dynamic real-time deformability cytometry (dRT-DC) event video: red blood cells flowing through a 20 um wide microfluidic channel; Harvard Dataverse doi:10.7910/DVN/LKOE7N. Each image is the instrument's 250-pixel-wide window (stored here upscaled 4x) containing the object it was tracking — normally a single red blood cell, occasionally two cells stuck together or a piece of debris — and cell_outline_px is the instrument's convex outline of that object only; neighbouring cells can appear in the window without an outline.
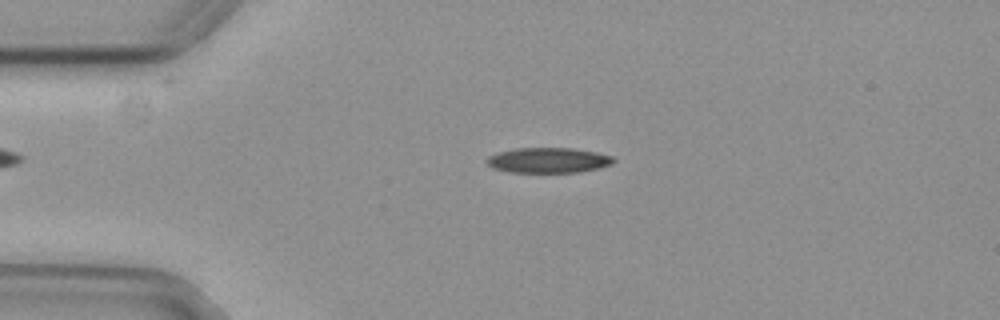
{"species": "common noctule bat (a hibernating species)", "species_latin": "Nyctalus noctula", "temperature_condition": "cold", "stored_images_in_passage": 51, "camera_frame_rate_fps": 3000, "um_per_image_px": 0.085, "animal": {"sex": "female", "body_mass_g": 29.2, "forearm_length_mm": 56.3}, "frame": {"image": 1, "passage_image": 10, "time_ms": 3.0, "image_size_px": [1000, 320], "cell_outline_px": [[616, 160], [612, 164], [580, 172], [508, 172], [492, 168], [484, 160], [488, 156], [500, 152], [516, 148], [572, 148], [596, 152], [612, 156]], "centroid_in_image_um": [46.58, 13.62], "position_along_channel_um": 38.4, "area_um2": 18.61}}
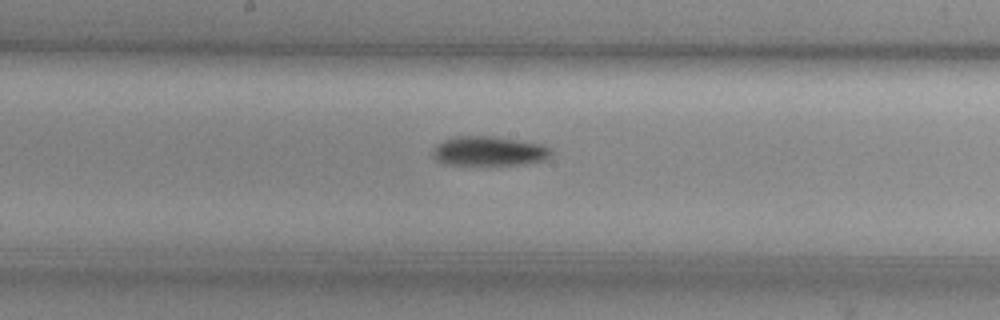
{"frame": {"image": 2, "passage_image": 26, "time_ms": 8.333, "image_size_px": [1000, 320], "cell_outline_px": [[552, 152], [544, 160], [524, 164], [488, 168], [444, 164], [436, 160], [432, 156], [432, 152], [436, 144], [444, 140], [456, 136], [492, 136], [540, 144], [548, 148]], "centroid_in_image_um": [41.49, 12.91], "position_along_channel_um": 206.7, "area_um2": 21.15}}
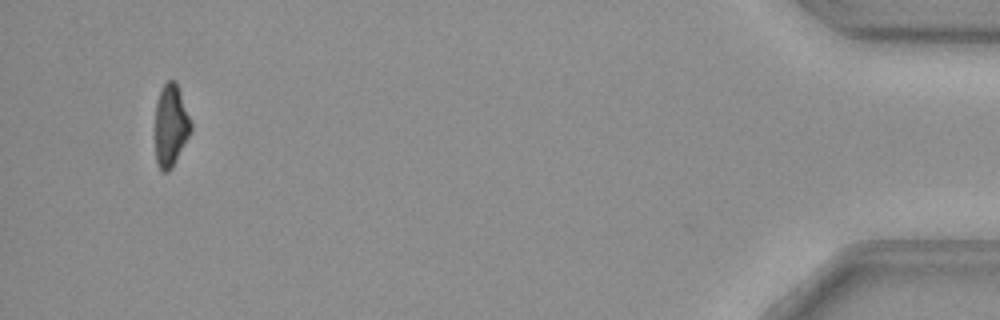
{"frame": {"image": 3, "passage_image": 50, "time_ms": 16.333, "image_size_px": [1000, 320], "cell_outline_px": [[192, 128], [172, 168], [168, 172], [160, 172], [156, 164], [156, 104], [160, 92], [164, 84], [168, 80], [172, 80], [176, 84], [192, 124]], "centroid_in_image_um": [14.5, 10.73], "position_along_channel_um": 420.7, "area_um2": 16.65}, "authors_computed_cell_mechanics": {"area_um2": 19.074, "velocity_mm_per_s": 3.7226, "shape_relaxation_time_tau1_ms": 5.0489, "shape_relaxation_time_tau2_ms": null, "deformation_change_tau1": 0.145, "deformation_change_tau2": null}}